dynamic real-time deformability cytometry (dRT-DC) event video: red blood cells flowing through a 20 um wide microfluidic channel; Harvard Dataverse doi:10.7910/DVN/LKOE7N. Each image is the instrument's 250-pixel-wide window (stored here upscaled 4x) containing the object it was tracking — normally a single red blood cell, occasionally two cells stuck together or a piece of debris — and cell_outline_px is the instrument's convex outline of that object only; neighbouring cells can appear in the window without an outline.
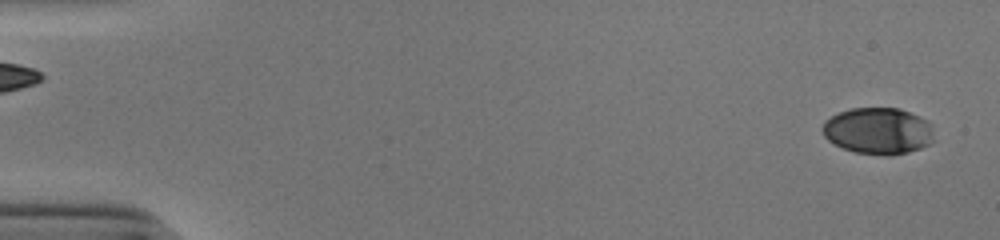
{"species": "human", "species_latin": "Homo sapiens", "temperature_condition": "cold", "stored_images_in_passage": 53, "camera_frame_rate_fps": 3000, "um_per_image_px": 0.085, "donor": {"sex": "male"}, "frame": {"image": 1, "passage_image": 2, "time_ms": 0.333, "image_size_px": [1000, 240], "cell_outline_px": [[932, 140], [928, 144], [920, 148], [908, 152], [888, 156], [884, 156], [856, 152], [844, 148], [828, 140], [824, 136], [820, 128], [824, 120], [840, 112], [852, 108], [900, 108], [928, 120], [932, 124]], "centroid_in_image_um": [74.63, 11.12], "position_along_channel_um": 10.4, "area_um2": 30.35}}
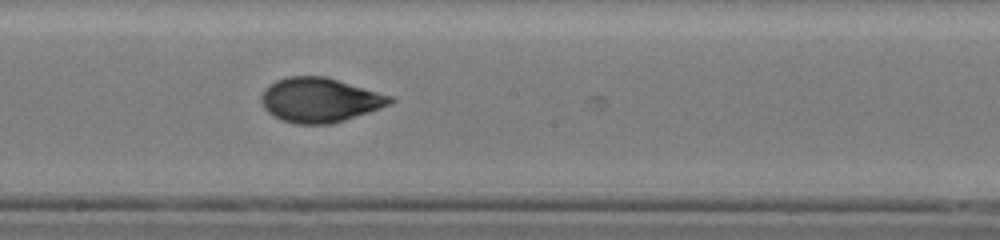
{"frame": {"image": 2, "passage_image": 30, "time_ms": 9.667, "image_size_px": [1000, 240], "cell_outline_px": [[396, 100], [392, 104], [332, 124], [296, 124], [280, 120], [272, 116], [264, 108], [260, 100], [260, 96], [276, 80], [288, 76], [324, 76], [392, 96]], "centroid_in_image_um": [27.18, 8.51], "position_along_channel_um": 221.0, "area_um2": 33.23}}
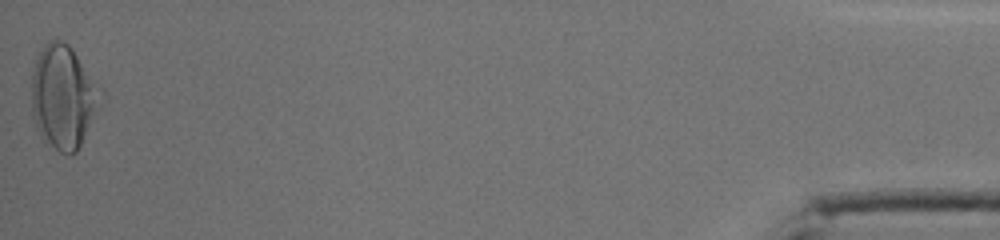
{"frame": {"image": 3, "passage_image": 53, "time_ms": 17.333, "image_size_px": [1000, 240], "cell_outline_px": [[104, 100], [76, 152], [68, 156], [44, 144], [36, 128], [32, 116], [32, 72], [36, 60], [44, 44], [48, 40], [60, 40], [68, 44], [72, 48], [104, 92]], "centroid_in_image_um": [5.39, 8.27], "position_along_channel_um": 429.8, "area_um2": 42.25}, "authors_computed_cell_mechanics": {"area_um2": 31.9634, "velocity_mm_per_s": 3.9177, "shape_relaxation_time_tau1_ms": 5.1183, "shape_relaxation_time_tau2_ms": 1.2163, "deformation_change_tau1": 0.1794, "deformation_change_tau2": 0.0582}}